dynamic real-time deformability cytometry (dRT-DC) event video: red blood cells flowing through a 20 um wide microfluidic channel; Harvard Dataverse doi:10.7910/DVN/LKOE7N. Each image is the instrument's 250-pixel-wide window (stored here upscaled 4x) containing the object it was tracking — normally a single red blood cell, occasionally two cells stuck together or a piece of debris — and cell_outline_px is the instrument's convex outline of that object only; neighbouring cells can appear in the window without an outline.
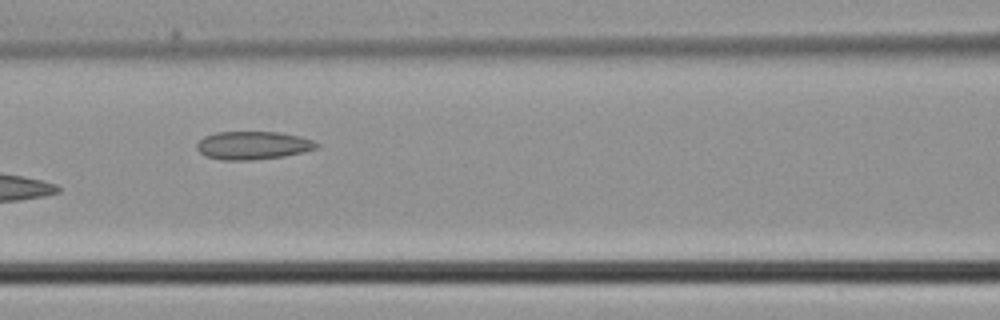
{"species": "common noctule bat (a hibernating species)", "species_latin": "Nyctalus noctula", "temperature_condition": "cold", "stored_images_in_passage": 5, "camera_frame_rate_fps": 3000, "um_per_image_px": 0.085, "animal": {"sex": "male", "body_mass_g": 21.5, "forearm_length_mm": 52.0}, "frame": {"image": 1, "passage_image": 5, "time_ms": 1.333, "image_size_px": [1000, 320], "cell_outline_px": [[320, 144], [316, 148], [304, 152], [284, 156], [252, 160], [224, 160], [204, 156], [196, 148], [196, 144], [204, 136], [216, 132], [280, 132], [300, 136], [312, 140]], "centroid_in_image_um": [21.49, 12.35], "position_along_channel_um": 145.1, "area_um2": 19.71}}